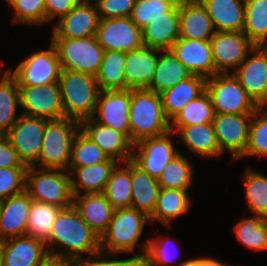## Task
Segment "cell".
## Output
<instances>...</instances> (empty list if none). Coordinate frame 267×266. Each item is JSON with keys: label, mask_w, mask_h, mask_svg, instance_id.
I'll use <instances>...</instances> for the list:
<instances>
[{"label": "cell", "mask_w": 267, "mask_h": 266, "mask_svg": "<svg viewBox=\"0 0 267 266\" xmlns=\"http://www.w3.org/2000/svg\"><path fill=\"white\" fill-rule=\"evenodd\" d=\"M12 7L15 23L41 25L46 23L45 0H5ZM33 24V25H32Z\"/></svg>", "instance_id": "obj_45"}, {"label": "cell", "mask_w": 267, "mask_h": 266, "mask_svg": "<svg viewBox=\"0 0 267 266\" xmlns=\"http://www.w3.org/2000/svg\"><path fill=\"white\" fill-rule=\"evenodd\" d=\"M170 131L179 133L180 139L189 151L203 158L220 157L212 122L190 126H170Z\"/></svg>", "instance_id": "obj_30"}, {"label": "cell", "mask_w": 267, "mask_h": 266, "mask_svg": "<svg viewBox=\"0 0 267 266\" xmlns=\"http://www.w3.org/2000/svg\"><path fill=\"white\" fill-rule=\"evenodd\" d=\"M162 239L161 235H158V238H149L146 243L141 244L143 251L141 249V253L136 254V256L142 260V266L174 265L173 257H175V253L168 246L169 240L164 241L166 238L164 239L163 237Z\"/></svg>", "instance_id": "obj_46"}, {"label": "cell", "mask_w": 267, "mask_h": 266, "mask_svg": "<svg viewBox=\"0 0 267 266\" xmlns=\"http://www.w3.org/2000/svg\"><path fill=\"white\" fill-rule=\"evenodd\" d=\"M46 119L19 115L5 134L26 167L34 166L41 153Z\"/></svg>", "instance_id": "obj_10"}, {"label": "cell", "mask_w": 267, "mask_h": 266, "mask_svg": "<svg viewBox=\"0 0 267 266\" xmlns=\"http://www.w3.org/2000/svg\"><path fill=\"white\" fill-rule=\"evenodd\" d=\"M1 260H2V246L0 241V266H2Z\"/></svg>", "instance_id": "obj_57"}, {"label": "cell", "mask_w": 267, "mask_h": 266, "mask_svg": "<svg viewBox=\"0 0 267 266\" xmlns=\"http://www.w3.org/2000/svg\"><path fill=\"white\" fill-rule=\"evenodd\" d=\"M126 52L104 51L96 81L100 91L126 89L124 66Z\"/></svg>", "instance_id": "obj_34"}, {"label": "cell", "mask_w": 267, "mask_h": 266, "mask_svg": "<svg viewBox=\"0 0 267 266\" xmlns=\"http://www.w3.org/2000/svg\"><path fill=\"white\" fill-rule=\"evenodd\" d=\"M107 255L111 256L108 259ZM115 254H107L105 252L99 251L91 256H88L87 259L82 258L75 261V266H142V260L139 259L136 255L128 259H117L114 257Z\"/></svg>", "instance_id": "obj_50"}, {"label": "cell", "mask_w": 267, "mask_h": 266, "mask_svg": "<svg viewBox=\"0 0 267 266\" xmlns=\"http://www.w3.org/2000/svg\"><path fill=\"white\" fill-rule=\"evenodd\" d=\"M253 113L215 114L212 120L215 137L223 154L228 151L233 160H239L244 154L249 135V126Z\"/></svg>", "instance_id": "obj_14"}, {"label": "cell", "mask_w": 267, "mask_h": 266, "mask_svg": "<svg viewBox=\"0 0 267 266\" xmlns=\"http://www.w3.org/2000/svg\"><path fill=\"white\" fill-rule=\"evenodd\" d=\"M25 191L32 201L55 205L61 209L72 206L70 176L65 170L27 167Z\"/></svg>", "instance_id": "obj_6"}, {"label": "cell", "mask_w": 267, "mask_h": 266, "mask_svg": "<svg viewBox=\"0 0 267 266\" xmlns=\"http://www.w3.org/2000/svg\"><path fill=\"white\" fill-rule=\"evenodd\" d=\"M23 115L55 120L64 117L58 82L40 86H18Z\"/></svg>", "instance_id": "obj_13"}, {"label": "cell", "mask_w": 267, "mask_h": 266, "mask_svg": "<svg viewBox=\"0 0 267 266\" xmlns=\"http://www.w3.org/2000/svg\"><path fill=\"white\" fill-rule=\"evenodd\" d=\"M20 108L19 88L15 77L7 69L0 78V135H5L17 121Z\"/></svg>", "instance_id": "obj_35"}, {"label": "cell", "mask_w": 267, "mask_h": 266, "mask_svg": "<svg viewBox=\"0 0 267 266\" xmlns=\"http://www.w3.org/2000/svg\"><path fill=\"white\" fill-rule=\"evenodd\" d=\"M194 173L189 159L179 152L165 166L157 182L162 189L188 190L193 184Z\"/></svg>", "instance_id": "obj_37"}, {"label": "cell", "mask_w": 267, "mask_h": 266, "mask_svg": "<svg viewBox=\"0 0 267 266\" xmlns=\"http://www.w3.org/2000/svg\"><path fill=\"white\" fill-rule=\"evenodd\" d=\"M61 65L55 46L31 53L14 70L9 69L18 86H42L58 82Z\"/></svg>", "instance_id": "obj_9"}, {"label": "cell", "mask_w": 267, "mask_h": 266, "mask_svg": "<svg viewBox=\"0 0 267 266\" xmlns=\"http://www.w3.org/2000/svg\"><path fill=\"white\" fill-rule=\"evenodd\" d=\"M61 208L40 201H32L26 235L43 240L49 238L52 225Z\"/></svg>", "instance_id": "obj_41"}, {"label": "cell", "mask_w": 267, "mask_h": 266, "mask_svg": "<svg viewBox=\"0 0 267 266\" xmlns=\"http://www.w3.org/2000/svg\"><path fill=\"white\" fill-rule=\"evenodd\" d=\"M108 159L109 157L79 129L72 141L68 168L91 166Z\"/></svg>", "instance_id": "obj_43"}, {"label": "cell", "mask_w": 267, "mask_h": 266, "mask_svg": "<svg viewBox=\"0 0 267 266\" xmlns=\"http://www.w3.org/2000/svg\"><path fill=\"white\" fill-rule=\"evenodd\" d=\"M72 205L82 220L101 238L107 231L115 210L106 196L103 193L73 196Z\"/></svg>", "instance_id": "obj_23"}, {"label": "cell", "mask_w": 267, "mask_h": 266, "mask_svg": "<svg viewBox=\"0 0 267 266\" xmlns=\"http://www.w3.org/2000/svg\"><path fill=\"white\" fill-rule=\"evenodd\" d=\"M2 266H39L48 255L45 242L29 235L1 242Z\"/></svg>", "instance_id": "obj_22"}, {"label": "cell", "mask_w": 267, "mask_h": 266, "mask_svg": "<svg viewBox=\"0 0 267 266\" xmlns=\"http://www.w3.org/2000/svg\"><path fill=\"white\" fill-rule=\"evenodd\" d=\"M95 1L100 19L130 17L135 0H92Z\"/></svg>", "instance_id": "obj_49"}, {"label": "cell", "mask_w": 267, "mask_h": 266, "mask_svg": "<svg viewBox=\"0 0 267 266\" xmlns=\"http://www.w3.org/2000/svg\"><path fill=\"white\" fill-rule=\"evenodd\" d=\"M61 69L87 73L96 76L101 66L104 49L96 36L85 38H52Z\"/></svg>", "instance_id": "obj_7"}, {"label": "cell", "mask_w": 267, "mask_h": 266, "mask_svg": "<svg viewBox=\"0 0 267 266\" xmlns=\"http://www.w3.org/2000/svg\"><path fill=\"white\" fill-rule=\"evenodd\" d=\"M176 7H181L192 0H166Z\"/></svg>", "instance_id": "obj_56"}, {"label": "cell", "mask_w": 267, "mask_h": 266, "mask_svg": "<svg viewBox=\"0 0 267 266\" xmlns=\"http://www.w3.org/2000/svg\"><path fill=\"white\" fill-rule=\"evenodd\" d=\"M216 32H242L245 25L244 0H199Z\"/></svg>", "instance_id": "obj_26"}, {"label": "cell", "mask_w": 267, "mask_h": 266, "mask_svg": "<svg viewBox=\"0 0 267 266\" xmlns=\"http://www.w3.org/2000/svg\"><path fill=\"white\" fill-rule=\"evenodd\" d=\"M206 90V78L192 74L160 93L165 117L171 122L193 99Z\"/></svg>", "instance_id": "obj_27"}, {"label": "cell", "mask_w": 267, "mask_h": 266, "mask_svg": "<svg viewBox=\"0 0 267 266\" xmlns=\"http://www.w3.org/2000/svg\"><path fill=\"white\" fill-rule=\"evenodd\" d=\"M27 167L0 168V201L25 190Z\"/></svg>", "instance_id": "obj_48"}, {"label": "cell", "mask_w": 267, "mask_h": 266, "mask_svg": "<svg viewBox=\"0 0 267 266\" xmlns=\"http://www.w3.org/2000/svg\"><path fill=\"white\" fill-rule=\"evenodd\" d=\"M179 38V7L174 6L165 16L157 17L142 28V40L146 47L170 50Z\"/></svg>", "instance_id": "obj_29"}, {"label": "cell", "mask_w": 267, "mask_h": 266, "mask_svg": "<svg viewBox=\"0 0 267 266\" xmlns=\"http://www.w3.org/2000/svg\"><path fill=\"white\" fill-rule=\"evenodd\" d=\"M265 108V106L258 107L252 114L248 143L239 160L248 156L267 157V110Z\"/></svg>", "instance_id": "obj_44"}, {"label": "cell", "mask_w": 267, "mask_h": 266, "mask_svg": "<svg viewBox=\"0 0 267 266\" xmlns=\"http://www.w3.org/2000/svg\"><path fill=\"white\" fill-rule=\"evenodd\" d=\"M45 246L48 254L76 261L99 252L100 238L72 205L58 212Z\"/></svg>", "instance_id": "obj_1"}, {"label": "cell", "mask_w": 267, "mask_h": 266, "mask_svg": "<svg viewBox=\"0 0 267 266\" xmlns=\"http://www.w3.org/2000/svg\"><path fill=\"white\" fill-rule=\"evenodd\" d=\"M99 20L95 2L80 0L71 11L56 21L51 37L75 39L94 36Z\"/></svg>", "instance_id": "obj_18"}, {"label": "cell", "mask_w": 267, "mask_h": 266, "mask_svg": "<svg viewBox=\"0 0 267 266\" xmlns=\"http://www.w3.org/2000/svg\"><path fill=\"white\" fill-rule=\"evenodd\" d=\"M177 266H198V258H191L190 260L181 261Z\"/></svg>", "instance_id": "obj_55"}, {"label": "cell", "mask_w": 267, "mask_h": 266, "mask_svg": "<svg viewBox=\"0 0 267 266\" xmlns=\"http://www.w3.org/2000/svg\"><path fill=\"white\" fill-rule=\"evenodd\" d=\"M206 91L215 114L254 113L258 108L232 73L207 78Z\"/></svg>", "instance_id": "obj_8"}, {"label": "cell", "mask_w": 267, "mask_h": 266, "mask_svg": "<svg viewBox=\"0 0 267 266\" xmlns=\"http://www.w3.org/2000/svg\"><path fill=\"white\" fill-rule=\"evenodd\" d=\"M58 84L64 117L79 123L93 117L100 92L95 76L62 69Z\"/></svg>", "instance_id": "obj_3"}, {"label": "cell", "mask_w": 267, "mask_h": 266, "mask_svg": "<svg viewBox=\"0 0 267 266\" xmlns=\"http://www.w3.org/2000/svg\"><path fill=\"white\" fill-rule=\"evenodd\" d=\"M95 36L104 51L127 53L144 46L142 29L130 17L100 19Z\"/></svg>", "instance_id": "obj_16"}, {"label": "cell", "mask_w": 267, "mask_h": 266, "mask_svg": "<svg viewBox=\"0 0 267 266\" xmlns=\"http://www.w3.org/2000/svg\"><path fill=\"white\" fill-rule=\"evenodd\" d=\"M215 32L213 23L199 0H192L179 7V37L210 40Z\"/></svg>", "instance_id": "obj_28"}, {"label": "cell", "mask_w": 267, "mask_h": 266, "mask_svg": "<svg viewBox=\"0 0 267 266\" xmlns=\"http://www.w3.org/2000/svg\"><path fill=\"white\" fill-rule=\"evenodd\" d=\"M118 164L121 165L109 158L106 162L91 166L68 168L72 195L103 193L111 172Z\"/></svg>", "instance_id": "obj_25"}, {"label": "cell", "mask_w": 267, "mask_h": 266, "mask_svg": "<svg viewBox=\"0 0 267 266\" xmlns=\"http://www.w3.org/2000/svg\"><path fill=\"white\" fill-rule=\"evenodd\" d=\"M111 172L103 194L114 209L128 208L131 204L130 161H126Z\"/></svg>", "instance_id": "obj_38"}, {"label": "cell", "mask_w": 267, "mask_h": 266, "mask_svg": "<svg viewBox=\"0 0 267 266\" xmlns=\"http://www.w3.org/2000/svg\"><path fill=\"white\" fill-rule=\"evenodd\" d=\"M128 118L129 139L133 144L170 131L160 94L147 88L131 89Z\"/></svg>", "instance_id": "obj_2"}, {"label": "cell", "mask_w": 267, "mask_h": 266, "mask_svg": "<svg viewBox=\"0 0 267 266\" xmlns=\"http://www.w3.org/2000/svg\"><path fill=\"white\" fill-rule=\"evenodd\" d=\"M158 61V50L142 46L126 53L124 74L126 89L148 88Z\"/></svg>", "instance_id": "obj_24"}, {"label": "cell", "mask_w": 267, "mask_h": 266, "mask_svg": "<svg viewBox=\"0 0 267 266\" xmlns=\"http://www.w3.org/2000/svg\"><path fill=\"white\" fill-rule=\"evenodd\" d=\"M237 240L254 251L267 249V218L251 215L243 217L234 227Z\"/></svg>", "instance_id": "obj_39"}, {"label": "cell", "mask_w": 267, "mask_h": 266, "mask_svg": "<svg viewBox=\"0 0 267 266\" xmlns=\"http://www.w3.org/2000/svg\"><path fill=\"white\" fill-rule=\"evenodd\" d=\"M131 89L100 91L92 119L129 138Z\"/></svg>", "instance_id": "obj_17"}, {"label": "cell", "mask_w": 267, "mask_h": 266, "mask_svg": "<svg viewBox=\"0 0 267 266\" xmlns=\"http://www.w3.org/2000/svg\"><path fill=\"white\" fill-rule=\"evenodd\" d=\"M174 5L166 0H135L130 19L142 29L157 17L165 16Z\"/></svg>", "instance_id": "obj_47"}, {"label": "cell", "mask_w": 267, "mask_h": 266, "mask_svg": "<svg viewBox=\"0 0 267 266\" xmlns=\"http://www.w3.org/2000/svg\"><path fill=\"white\" fill-rule=\"evenodd\" d=\"M26 167L5 135H0V168Z\"/></svg>", "instance_id": "obj_52"}, {"label": "cell", "mask_w": 267, "mask_h": 266, "mask_svg": "<svg viewBox=\"0 0 267 266\" xmlns=\"http://www.w3.org/2000/svg\"><path fill=\"white\" fill-rule=\"evenodd\" d=\"M170 50L192 74L205 77L206 79L218 74L212 60L209 40L179 37Z\"/></svg>", "instance_id": "obj_20"}, {"label": "cell", "mask_w": 267, "mask_h": 266, "mask_svg": "<svg viewBox=\"0 0 267 266\" xmlns=\"http://www.w3.org/2000/svg\"><path fill=\"white\" fill-rule=\"evenodd\" d=\"M79 1L80 0H45L46 23L55 19L56 16L58 17L57 20H59L71 11Z\"/></svg>", "instance_id": "obj_51"}, {"label": "cell", "mask_w": 267, "mask_h": 266, "mask_svg": "<svg viewBox=\"0 0 267 266\" xmlns=\"http://www.w3.org/2000/svg\"><path fill=\"white\" fill-rule=\"evenodd\" d=\"M174 134L173 131H169L133 144L131 161L150 177L158 179L165 166L180 152L172 144L170 136Z\"/></svg>", "instance_id": "obj_11"}, {"label": "cell", "mask_w": 267, "mask_h": 266, "mask_svg": "<svg viewBox=\"0 0 267 266\" xmlns=\"http://www.w3.org/2000/svg\"><path fill=\"white\" fill-rule=\"evenodd\" d=\"M80 123L70 118L46 120L43 143L35 167L68 171L71 145Z\"/></svg>", "instance_id": "obj_4"}, {"label": "cell", "mask_w": 267, "mask_h": 266, "mask_svg": "<svg viewBox=\"0 0 267 266\" xmlns=\"http://www.w3.org/2000/svg\"><path fill=\"white\" fill-rule=\"evenodd\" d=\"M251 54L232 74L258 107H267V47L255 46Z\"/></svg>", "instance_id": "obj_15"}, {"label": "cell", "mask_w": 267, "mask_h": 266, "mask_svg": "<svg viewBox=\"0 0 267 266\" xmlns=\"http://www.w3.org/2000/svg\"><path fill=\"white\" fill-rule=\"evenodd\" d=\"M80 130L110 159L120 164L132 159L133 143L124 133L99 124L92 118L81 121Z\"/></svg>", "instance_id": "obj_19"}, {"label": "cell", "mask_w": 267, "mask_h": 266, "mask_svg": "<svg viewBox=\"0 0 267 266\" xmlns=\"http://www.w3.org/2000/svg\"><path fill=\"white\" fill-rule=\"evenodd\" d=\"M214 109L209 93L205 90L190 101L170 122V126H190L212 122Z\"/></svg>", "instance_id": "obj_42"}, {"label": "cell", "mask_w": 267, "mask_h": 266, "mask_svg": "<svg viewBox=\"0 0 267 266\" xmlns=\"http://www.w3.org/2000/svg\"><path fill=\"white\" fill-rule=\"evenodd\" d=\"M131 204L130 207L150 217L155 208L159 184L130 160Z\"/></svg>", "instance_id": "obj_31"}, {"label": "cell", "mask_w": 267, "mask_h": 266, "mask_svg": "<svg viewBox=\"0 0 267 266\" xmlns=\"http://www.w3.org/2000/svg\"><path fill=\"white\" fill-rule=\"evenodd\" d=\"M191 201L188 190L159 189L150 223L160 221L164 227H170V221L187 214Z\"/></svg>", "instance_id": "obj_32"}, {"label": "cell", "mask_w": 267, "mask_h": 266, "mask_svg": "<svg viewBox=\"0 0 267 266\" xmlns=\"http://www.w3.org/2000/svg\"><path fill=\"white\" fill-rule=\"evenodd\" d=\"M149 217L135 208L115 209L107 231L100 238V251L107 254L134 252Z\"/></svg>", "instance_id": "obj_5"}, {"label": "cell", "mask_w": 267, "mask_h": 266, "mask_svg": "<svg viewBox=\"0 0 267 266\" xmlns=\"http://www.w3.org/2000/svg\"><path fill=\"white\" fill-rule=\"evenodd\" d=\"M209 41L218 74L234 72L255 47L243 32H215Z\"/></svg>", "instance_id": "obj_12"}, {"label": "cell", "mask_w": 267, "mask_h": 266, "mask_svg": "<svg viewBox=\"0 0 267 266\" xmlns=\"http://www.w3.org/2000/svg\"><path fill=\"white\" fill-rule=\"evenodd\" d=\"M243 174L248 210L255 216L267 218V177L252 168H247Z\"/></svg>", "instance_id": "obj_40"}, {"label": "cell", "mask_w": 267, "mask_h": 266, "mask_svg": "<svg viewBox=\"0 0 267 266\" xmlns=\"http://www.w3.org/2000/svg\"><path fill=\"white\" fill-rule=\"evenodd\" d=\"M32 200L23 192L0 201V241L26 235Z\"/></svg>", "instance_id": "obj_21"}, {"label": "cell", "mask_w": 267, "mask_h": 266, "mask_svg": "<svg viewBox=\"0 0 267 266\" xmlns=\"http://www.w3.org/2000/svg\"><path fill=\"white\" fill-rule=\"evenodd\" d=\"M198 266H230L222 261H218L216 258L200 257L198 258Z\"/></svg>", "instance_id": "obj_54"}, {"label": "cell", "mask_w": 267, "mask_h": 266, "mask_svg": "<svg viewBox=\"0 0 267 266\" xmlns=\"http://www.w3.org/2000/svg\"><path fill=\"white\" fill-rule=\"evenodd\" d=\"M39 266H75V261L70 258L48 254Z\"/></svg>", "instance_id": "obj_53"}, {"label": "cell", "mask_w": 267, "mask_h": 266, "mask_svg": "<svg viewBox=\"0 0 267 266\" xmlns=\"http://www.w3.org/2000/svg\"><path fill=\"white\" fill-rule=\"evenodd\" d=\"M191 75L192 73L175 57L171 50H158L155 72L147 89L160 94Z\"/></svg>", "instance_id": "obj_33"}, {"label": "cell", "mask_w": 267, "mask_h": 266, "mask_svg": "<svg viewBox=\"0 0 267 266\" xmlns=\"http://www.w3.org/2000/svg\"><path fill=\"white\" fill-rule=\"evenodd\" d=\"M243 33L255 46L267 47V0H244Z\"/></svg>", "instance_id": "obj_36"}]
</instances>
